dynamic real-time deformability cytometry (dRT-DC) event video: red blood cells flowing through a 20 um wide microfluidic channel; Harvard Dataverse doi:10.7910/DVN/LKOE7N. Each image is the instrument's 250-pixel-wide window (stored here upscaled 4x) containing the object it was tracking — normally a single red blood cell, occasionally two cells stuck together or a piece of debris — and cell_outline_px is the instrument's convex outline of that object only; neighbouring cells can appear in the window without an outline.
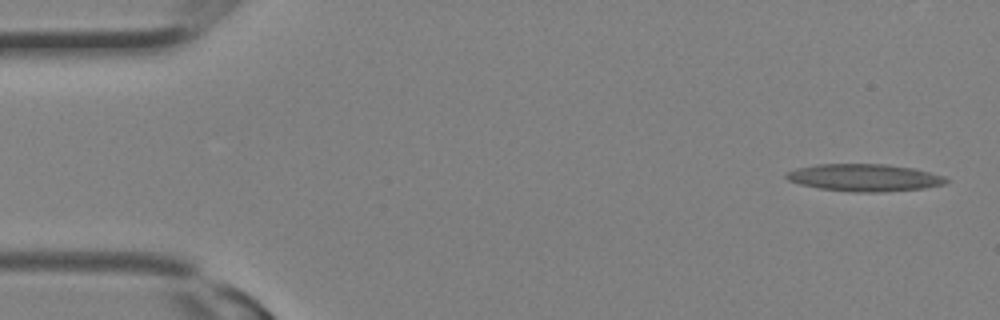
{"species": "Egyptian fruit bat (a non-hibernating species)", "species_latin": "Rousettus aegyptiacus", "temperature_condition": "room temperature", "stored_images_in_passage": 12, "camera_frame_rate_fps": 3000, "um_per_image_px": 0.085, "animal": {"sex": "female"}, "frame": {"image": 1, "passage_image": 1, "time_ms": 0.0, "image_size_px": [1000, 320], "cell_outline_px": [[948, 180], [944, 184], [924, 188], [880, 192], [852, 192], [820, 188], [800, 184], [788, 180], [784, 176], [784, 172], [796, 168], [816, 164], [888, 164], [912, 168], [944, 176]], "centroid_in_image_um": [73.42, 15.09], "position_along_channel_um": 11.6, "area_um2": 25.37}}
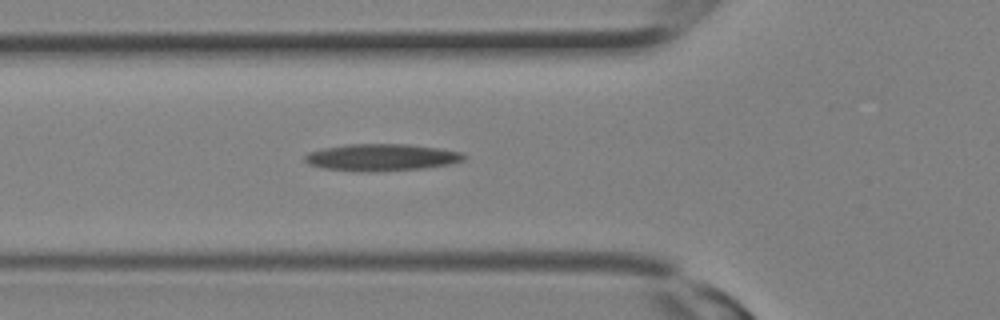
{"frame": {"image": 2, "passage_image": 10, "time_ms": 3.0, "image_size_px": [1000, 320], "cell_outline_px": [[468, 156], [464, 160], [448, 164], [424, 168], [376, 172], [360, 172], [320, 168], [308, 164], [304, 160], [304, 156], [308, 152], [324, 148], [348, 144], [408, 144], [440, 148], [464, 152]], "centroid_in_image_um": [32.43, 13.38], "position_along_channel_um": 93.4, "area_um2": 25.37}}
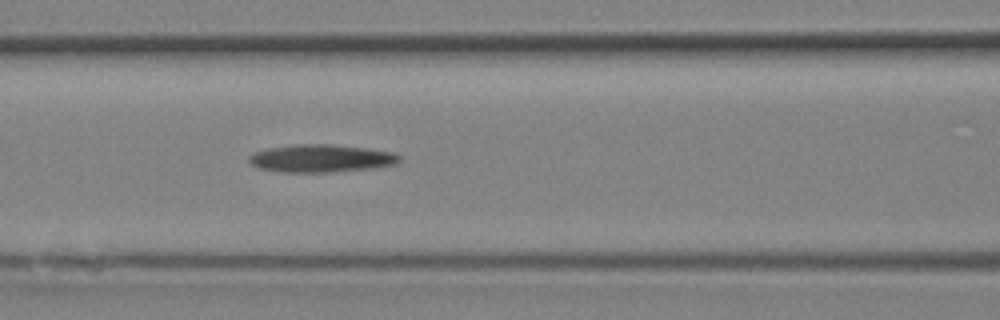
{"frame": {"image": 3, "passage_image": 12, "time_ms": 3.667, "image_size_px": [1000, 320], "cell_outline_px": [[404, 160], [396, 164], [376, 168], [332, 172], [284, 172], [260, 168], [252, 164], [248, 160], [248, 156], [252, 152], [268, 148], [296, 144], [332, 144], [396, 152]], "centroid_in_image_um": [27.35, 13.46], "position_along_channel_um": 139.3, "area_um2": 24.57}}